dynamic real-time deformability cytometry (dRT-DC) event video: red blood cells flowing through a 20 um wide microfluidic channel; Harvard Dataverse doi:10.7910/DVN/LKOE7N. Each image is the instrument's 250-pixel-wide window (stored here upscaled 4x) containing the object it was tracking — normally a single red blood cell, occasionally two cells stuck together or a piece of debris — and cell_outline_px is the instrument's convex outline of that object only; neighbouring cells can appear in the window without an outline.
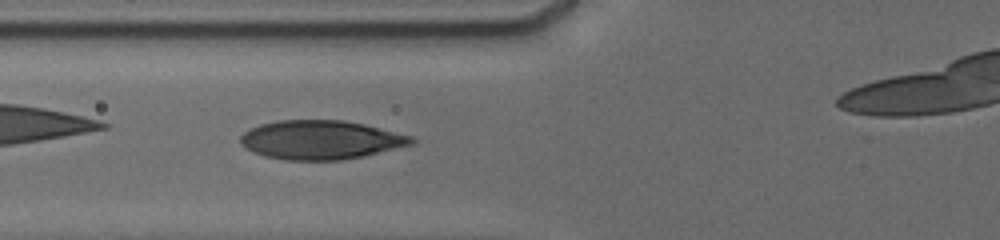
{"species": "human", "species_latin": "Homo sapiens", "temperature_condition": "cold", "stored_images_in_passage": 28, "camera_frame_rate_fps": 3000, "um_per_image_px": 0.085, "donor": {"sex": "male"}, "frame": {"image": 1, "passage_image": 5, "time_ms": 1.0, "image_size_px": [1000, 240], "cell_outline_px": [[416, 144], [364, 156], [340, 160], [284, 160], [264, 156], [252, 152], [244, 148], [240, 144], [240, 136], [244, 132], [260, 124], [280, 120], [344, 120], [364, 124], [412, 136], [416, 140]], "centroid_in_image_um": [27.27, 11.89], "position_along_channel_um": 98.5, "area_um2": 39.07}}
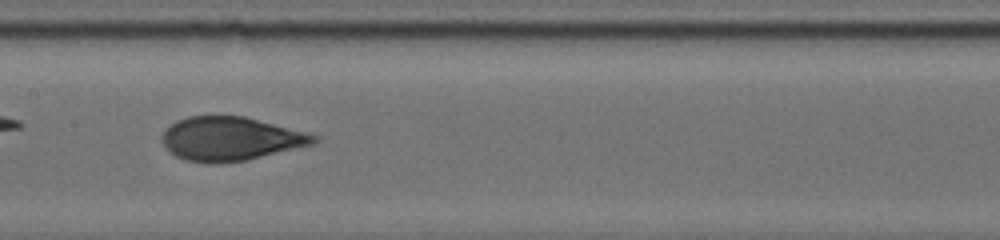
{"frame": {"image": 2, "passage_image": 11, "time_ms": 3.333, "image_size_px": [1000, 240], "cell_outline_px": [[320, 140], [316, 144], [248, 160], [220, 164], [208, 164], [184, 160], [176, 156], [160, 140], [160, 136], [176, 120], [188, 116], [244, 116], [320, 136]], "centroid_in_image_um": [19.62, 11.82], "position_along_channel_um": 187.8, "area_um2": 38.96}}
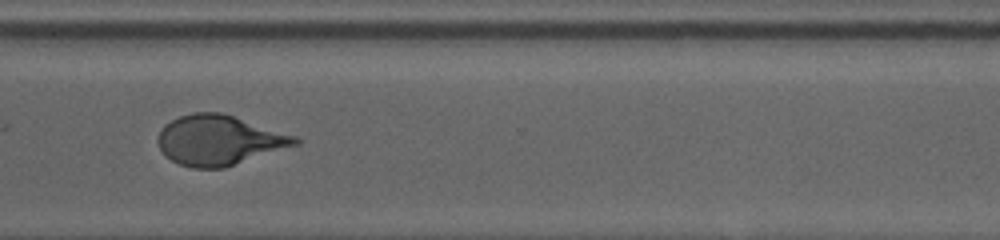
{"frame": {"image": 3, "passage_image": 27, "time_ms": 7.667, "image_size_px": [1000, 240], "cell_outline_px": [[300, 144], [224, 168], [192, 168], [180, 164], [164, 156], [156, 140], [164, 124], [180, 116], [192, 112], [220, 112], [296, 136], [300, 140]], "centroid_in_image_um": [18.61, 11.92], "position_along_channel_um": 352.0, "area_um2": 39.82}}